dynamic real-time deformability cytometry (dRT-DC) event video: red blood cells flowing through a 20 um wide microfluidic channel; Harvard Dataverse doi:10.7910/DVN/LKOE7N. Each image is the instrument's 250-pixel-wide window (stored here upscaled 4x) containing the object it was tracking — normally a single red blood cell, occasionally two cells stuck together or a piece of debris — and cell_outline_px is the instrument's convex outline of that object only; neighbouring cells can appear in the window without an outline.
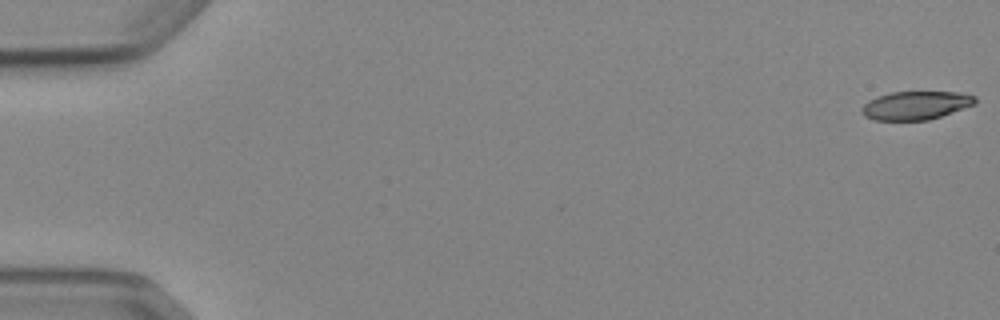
{"species": "Egyptian fruit bat (a non-hibernating species)", "species_latin": "Rousettus aegyptiacus", "temperature_condition": "cold", "stored_images_in_passage": 5, "camera_frame_rate_fps": 3000, "um_per_image_px": 0.085, "animal": {"sex": "female"}, "frame": {"image": 1, "passage_image": 1, "time_ms": 0.0, "image_size_px": [1000, 320], "cell_outline_px": [[976, 104], [928, 120], [872, 120], [864, 116], [860, 108], [868, 100], [876, 96], [892, 92], [960, 92], [976, 96]], "centroid_in_image_um": [77.82, 8.95], "position_along_channel_um": 7.2, "area_um2": 18.84}}
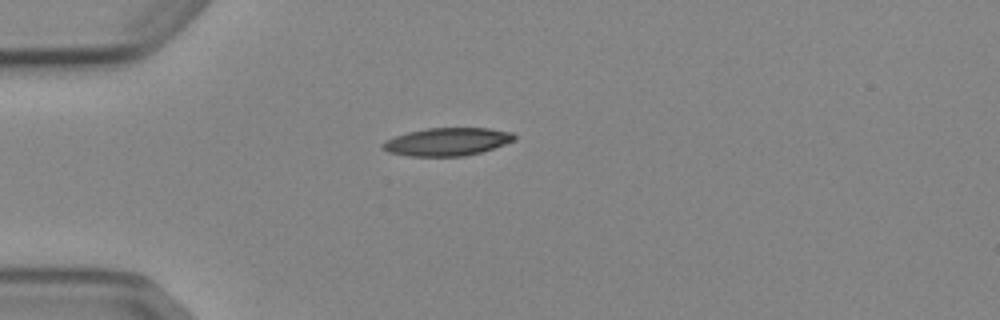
{"frame": {"image": 2, "passage_image": 5, "time_ms": 4.667, "image_size_px": [1000, 320], "cell_outline_px": [[516, 140], [480, 152], [464, 156], [412, 156], [388, 152], [380, 148], [380, 144], [384, 140], [408, 132], [428, 128], [488, 128], [512, 132], [516, 136]], "centroid_in_image_um": [37.98, 12.04], "position_along_channel_um": 47.0, "area_um2": 21.39}}